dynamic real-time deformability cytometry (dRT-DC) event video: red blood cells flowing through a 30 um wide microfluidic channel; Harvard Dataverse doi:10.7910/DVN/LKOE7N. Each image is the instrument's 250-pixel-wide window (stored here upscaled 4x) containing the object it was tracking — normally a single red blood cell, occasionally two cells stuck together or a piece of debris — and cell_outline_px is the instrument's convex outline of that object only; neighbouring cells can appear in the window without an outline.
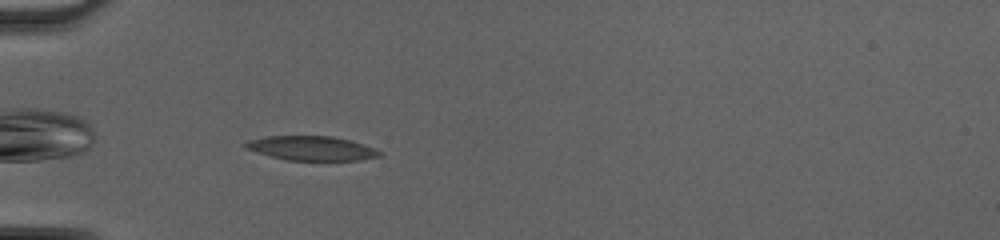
{"species": "common noctule bat (a hibernating species)", "species_latin": "Nyctalus noctula", "temperature_condition": "cold", "stored_images_in_passage": 34, "camera_frame_rate_fps": 3000, "um_per_image_px": 0.085, "animal": {"sex": "female", "body_mass_g": 20.0, "forearm_length_mm": 54.0}, "frame": {"image": 1, "passage_image": 2, "time_ms": 0.333, "image_size_px": [1000, 240], "cell_outline_px": [[380, 156], [360, 160], [288, 160], [272, 156], [248, 148], [240, 144], [248, 140], [268, 136], [328, 136], [348, 140], [372, 148], [380, 152]], "centroid_in_image_um": [26.44, 12.6], "position_along_channel_um": 58.6, "area_um2": 18.44}}
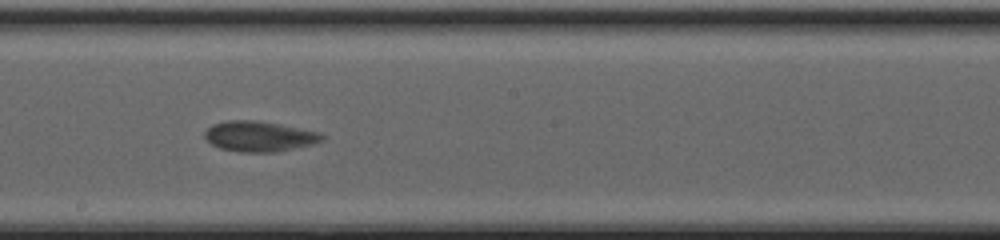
{"frame": {"image": 2, "passage_image": 15, "time_ms": 4.667, "image_size_px": [1000, 240], "cell_outline_px": [[324, 140], [276, 152], [240, 152], [220, 148], [212, 144], [204, 136], [204, 132], [212, 124], [228, 120], [256, 120], [320, 132], [324, 136]], "centroid_in_image_um": [21.99, 11.58], "position_along_channel_um": 226.2, "area_um2": 20.46}}
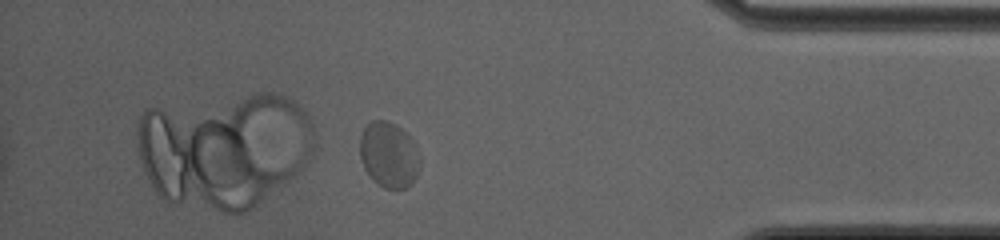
{"frame": {"image": 3, "passage_image": 30, "time_ms": 9.667, "image_size_px": [1000, 240], "cell_outline_px": [[420, 160], [416, 176], [404, 188], [384, 188], [376, 184], [372, 180], [364, 168], [360, 156], [360, 136], [364, 128], [372, 120], [384, 120], [396, 124], [412, 140]], "centroid_in_image_um": [33.01, 13.15], "position_along_channel_um": 402.2, "area_um2": 22.66}, "authors_computed_cell_mechanics": {"area_um2": 20.6057, "velocity_mm_per_s": 4.1161, "shape_relaxation_time_tau1_ms": 3.3627, "shape_relaxation_time_tau2_ms": 0.847, "deformation_change_tau1": 0.0948, "deformation_change_tau2": 0.0422}}